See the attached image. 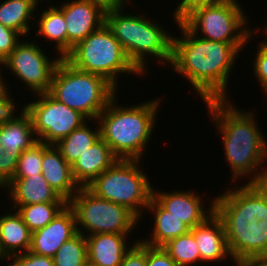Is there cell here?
Segmentation results:
<instances>
[{
  "label": "cell",
  "mask_w": 267,
  "mask_h": 266,
  "mask_svg": "<svg viewBox=\"0 0 267 266\" xmlns=\"http://www.w3.org/2000/svg\"><path fill=\"white\" fill-rule=\"evenodd\" d=\"M115 98L96 119L100 125V136L118 159L140 160L154 131L160 99L132 107H119Z\"/></svg>",
  "instance_id": "4"
},
{
  "label": "cell",
  "mask_w": 267,
  "mask_h": 266,
  "mask_svg": "<svg viewBox=\"0 0 267 266\" xmlns=\"http://www.w3.org/2000/svg\"><path fill=\"white\" fill-rule=\"evenodd\" d=\"M38 4L37 0H5L0 3V24L26 35L30 32L29 21L35 18L32 15Z\"/></svg>",
  "instance_id": "24"
},
{
  "label": "cell",
  "mask_w": 267,
  "mask_h": 266,
  "mask_svg": "<svg viewBox=\"0 0 267 266\" xmlns=\"http://www.w3.org/2000/svg\"><path fill=\"white\" fill-rule=\"evenodd\" d=\"M116 91L104 77L78 70L61 58L54 70L48 93L89 120L92 118L96 121Z\"/></svg>",
  "instance_id": "6"
},
{
  "label": "cell",
  "mask_w": 267,
  "mask_h": 266,
  "mask_svg": "<svg viewBox=\"0 0 267 266\" xmlns=\"http://www.w3.org/2000/svg\"><path fill=\"white\" fill-rule=\"evenodd\" d=\"M43 142L38 141L31 148L24 150L19 156L14 177H29L41 174Z\"/></svg>",
  "instance_id": "30"
},
{
  "label": "cell",
  "mask_w": 267,
  "mask_h": 266,
  "mask_svg": "<svg viewBox=\"0 0 267 266\" xmlns=\"http://www.w3.org/2000/svg\"><path fill=\"white\" fill-rule=\"evenodd\" d=\"M218 0H182L173 13L175 22L180 21L193 8L201 5L211 4Z\"/></svg>",
  "instance_id": "38"
},
{
  "label": "cell",
  "mask_w": 267,
  "mask_h": 266,
  "mask_svg": "<svg viewBox=\"0 0 267 266\" xmlns=\"http://www.w3.org/2000/svg\"><path fill=\"white\" fill-rule=\"evenodd\" d=\"M56 7L63 13L67 24V54L105 23V14L88 0L67 1Z\"/></svg>",
  "instance_id": "14"
},
{
  "label": "cell",
  "mask_w": 267,
  "mask_h": 266,
  "mask_svg": "<svg viewBox=\"0 0 267 266\" xmlns=\"http://www.w3.org/2000/svg\"><path fill=\"white\" fill-rule=\"evenodd\" d=\"M64 59L78 70L104 77L116 89L120 73H141L105 23L77 43Z\"/></svg>",
  "instance_id": "7"
},
{
  "label": "cell",
  "mask_w": 267,
  "mask_h": 266,
  "mask_svg": "<svg viewBox=\"0 0 267 266\" xmlns=\"http://www.w3.org/2000/svg\"><path fill=\"white\" fill-rule=\"evenodd\" d=\"M85 266H94V265L87 262V264Z\"/></svg>",
  "instance_id": "43"
},
{
  "label": "cell",
  "mask_w": 267,
  "mask_h": 266,
  "mask_svg": "<svg viewBox=\"0 0 267 266\" xmlns=\"http://www.w3.org/2000/svg\"><path fill=\"white\" fill-rule=\"evenodd\" d=\"M41 174L48 184L67 202L79 190L71 165L63 158L55 145L43 143Z\"/></svg>",
  "instance_id": "16"
},
{
  "label": "cell",
  "mask_w": 267,
  "mask_h": 266,
  "mask_svg": "<svg viewBox=\"0 0 267 266\" xmlns=\"http://www.w3.org/2000/svg\"><path fill=\"white\" fill-rule=\"evenodd\" d=\"M266 33H267V27H266ZM267 45V39L263 41Z\"/></svg>",
  "instance_id": "42"
},
{
  "label": "cell",
  "mask_w": 267,
  "mask_h": 266,
  "mask_svg": "<svg viewBox=\"0 0 267 266\" xmlns=\"http://www.w3.org/2000/svg\"><path fill=\"white\" fill-rule=\"evenodd\" d=\"M78 234L76 217L67 204L45 227L32 232L30 252L53 257L60 246Z\"/></svg>",
  "instance_id": "13"
},
{
  "label": "cell",
  "mask_w": 267,
  "mask_h": 266,
  "mask_svg": "<svg viewBox=\"0 0 267 266\" xmlns=\"http://www.w3.org/2000/svg\"><path fill=\"white\" fill-rule=\"evenodd\" d=\"M97 129L92 131L87 123H84L65 138L59 140L55 146L63 158L72 166L81 154L101 138L100 127Z\"/></svg>",
  "instance_id": "26"
},
{
  "label": "cell",
  "mask_w": 267,
  "mask_h": 266,
  "mask_svg": "<svg viewBox=\"0 0 267 266\" xmlns=\"http://www.w3.org/2000/svg\"><path fill=\"white\" fill-rule=\"evenodd\" d=\"M122 10L106 13L105 24L141 74L145 73L147 55L158 58L162 64L171 63L172 36L145 16L121 14Z\"/></svg>",
  "instance_id": "5"
},
{
  "label": "cell",
  "mask_w": 267,
  "mask_h": 266,
  "mask_svg": "<svg viewBox=\"0 0 267 266\" xmlns=\"http://www.w3.org/2000/svg\"><path fill=\"white\" fill-rule=\"evenodd\" d=\"M6 187L10 190L14 205L68 203L48 184L42 174L13 177Z\"/></svg>",
  "instance_id": "19"
},
{
  "label": "cell",
  "mask_w": 267,
  "mask_h": 266,
  "mask_svg": "<svg viewBox=\"0 0 267 266\" xmlns=\"http://www.w3.org/2000/svg\"><path fill=\"white\" fill-rule=\"evenodd\" d=\"M37 25L36 35L44 36L56 42L57 52L60 57L67 55V24L63 13L56 7L50 6L47 10L42 11Z\"/></svg>",
  "instance_id": "25"
},
{
  "label": "cell",
  "mask_w": 267,
  "mask_h": 266,
  "mask_svg": "<svg viewBox=\"0 0 267 266\" xmlns=\"http://www.w3.org/2000/svg\"><path fill=\"white\" fill-rule=\"evenodd\" d=\"M250 179L214 199L232 259L267 258V169Z\"/></svg>",
  "instance_id": "1"
},
{
  "label": "cell",
  "mask_w": 267,
  "mask_h": 266,
  "mask_svg": "<svg viewBox=\"0 0 267 266\" xmlns=\"http://www.w3.org/2000/svg\"><path fill=\"white\" fill-rule=\"evenodd\" d=\"M91 4L98 7L104 14L116 11L124 7L128 0H88Z\"/></svg>",
  "instance_id": "39"
},
{
  "label": "cell",
  "mask_w": 267,
  "mask_h": 266,
  "mask_svg": "<svg viewBox=\"0 0 267 266\" xmlns=\"http://www.w3.org/2000/svg\"><path fill=\"white\" fill-rule=\"evenodd\" d=\"M35 136V137H33ZM38 142L26 106L22 107L20 117L0 126V148L7 152L22 153Z\"/></svg>",
  "instance_id": "23"
},
{
  "label": "cell",
  "mask_w": 267,
  "mask_h": 266,
  "mask_svg": "<svg viewBox=\"0 0 267 266\" xmlns=\"http://www.w3.org/2000/svg\"><path fill=\"white\" fill-rule=\"evenodd\" d=\"M0 66H2V65L0 64ZM0 72H1V70H0ZM0 74H2V73H0ZM2 78H3V76L0 75V99L2 98V96H4L8 92L7 91L8 90L7 85H5V82H3L5 80H3Z\"/></svg>",
  "instance_id": "41"
},
{
  "label": "cell",
  "mask_w": 267,
  "mask_h": 266,
  "mask_svg": "<svg viewBox=\"0 0 267 266\" xmlns=\"http://www.w3.org/2000/svg\"><path fill=\"white\" fill-rule=\"evenodd\" d=\"M162 248L178 266H187L201 261L200 252L191 231L171 239Z\"/></svg>",
  "instance_id": "28"
},
{
  "label": "cell",
  "mask_w": 267,
  "mask_h": 266,
  "mask_svg": "<svg viewBox=\"0 0 267 266\" xmlns=\"http://www.w3.org/2000/svg\"><path fill=\"white\" fill-rule=\"evenodd\" d=\"M140 160L118 159L96 177L87 188L96 196L126 207L138 219L150 203L153 188L146 174L139 169Z\"/></svg>",
  "instance_id": "8"
},
{
  "label": "cell",
  "mask_w": 267,
  "mask_h": 266,
  "mask_svg": "<svg viewBox=\"0 0 267 266\" xmlns=\"http://www.w3.org/2000/svg\"><path fill=\"white\" fill-rule=\"evenodd\" d=\"M37 95L39 100L25 106L31 117L36 138L40 142L55 145L88 119L81 112L57 101L48 92Z\"/></svg>",
  "instance_id": "11"
},
{
  "label": "cell",
  "mask_w": 267,
  "mask_h": 266,
  "mask_svg": "<svg viewBox=\"0 0 267 266\" xmlns=\"http://www.w3.org/2000/svg\"><path fill=\"white\" fill-rule=\"evenodd\" d=\"M146 209L155 213L153 234L140 242L151 247H162L171 239L188 233L191 229L171 212L165 210L153 197Z\"/></svg>",
  "instance_id": "22"
},
{
  "label": "cell",
  "mask_w": 267,
  "mask_h": 266,
  "mask_svg": "<svg viewBox=\"0 0 267 266\" xmlns=\"http://www.w3.org/2000/svg\"><path fill=\"white\" fill-rule=\"evenodd\" d=\"M253 63L256 79L262 86V90L267 93V45L265 43L260 44Z\"/></svg>",
  "instance_id": "34"
},
{
  "label": "cell",
  "mask_w": 267,
  "mask_h": 266,
  "mask_svg": "<svg viewBox=\"0 0 267 266\" xmlns=\"http://www.w3.org/2000/svg\"><path fill=\"white\" fill-rule=\"evenodd\" d=\"M205 103L213 122L223 134L224 153L232 178L240 179L244 174L246 177L257 171L267 159V141L254 121V114L235 109L227 99L208 100Z\"/></svg>",
  "instance_id": "3"
},
{
  "label": "cell",
  "mask_w": 267,
  "mask_h": 266,
  "mask_svg": "<svg viewBox=\"0 0 267 266\" xmlns=\"http://www.w3.org/2000/svg\"><path fill=\"white\" fill-rule=\"evenodd\" d=\"M21 34L0 24V64L10 55L20 42Z\"/></svg>",
  "instance_id": "32"
},
{
  "label": "cell",
  "mask_w": 267,
  "mask_h": 266,
  "mask_svg": "<svg viewBox=\"0 0 267 266\" xmlns=\"http://www.w3.org/2000/svg\"><path fill=\"white\" fill-rule=\"evenodd\" d=\"M120 266H146V245L136 241L124 255Z\"/></svg>",
  "instance_id": "35"
},
{
  "label": "cell",
  "mask_w": 267,
  "mask_h": 266,
  "mask_svg": "<svg viewBox=\"0 0 267 266\" xmlns=\"http://www.w3.org/2000/svg\"><path fill=\"white\" fill-rule=\"evenodd\" d=\"M190 231L198 246L201 262H218L230 256L224 225L215 212Z\"/></svg>",
  "instance_id": "18"
},
{
  "label": "cell",
  "mask_w": 267,
  "mask_h": 266,
  "mask_svg": "<svg viewBox=\"0 0 267 266\" xmlns=\"http://www.w3.org/2000/svg\"><path fill=\"white\" fill-rule=\"evenodd\" d=\"M146 266H178L162 247L146 245Z\"/></svg>",
  "instance_id": "36"
},
{
  "label": "cell",
  "mask_w": 267,
  "mask_h": 266,
  "mask_svg": "<svg viewBox=\"0 0 267 266\" xmlns=\"http://www.w3.org/2000/svg\"><path fill=\"white\" fill-rule=\"evenodd\" d=\"M240 6L237 0H218L193 8L180 21L193 34L203 35L200 37L202 39L225 43H246L256 30L245 28L247 17L244 16L245 12Z\"/></svg>",
  "instance_id": "9"
},
{
  "label": "cell",
  "mask_w": 267,
  "mask_h": 266,
  "mask_svg": "<svg viewBox=\"0 0 267 266\" xmlns=\"http://www.w3.org/2000/svg\"><path fill=\"white\" fill-rule=\"evenodd\" d=\"M60 59H48L36 42L21 41L1 65L15 73L35 94H39L49 92Z\"/></svg>",
  "instance_id": "12"
},
{
  "label": "cell",
  "mask_w": 267,
  "mask_h": 266,
  "mask_svg": "<svg viewBox=\"0 0 267 266\" xmlns=\"http://www.w3.org/2000/svg\"><path fill=\"white\" fill-rule=\"evenodd\" d=\"M31 238L32 232L17 210L0 217V254L3 258L29 251Z\"/></svg>",
  "instance_id": "21"
},
{
  "label": "cell",
  "mask_w": 267,
  "mask_h": 266,
  "mask_svg": "<svg viewBox=\"0 0 267 266\" xmlns=\"http://www.w3.org/2000/svg\"><path fill=\"white\" fill-rule=\"evenodd\" d=\"M8 258L14 259V261L8 263L7 266H54L52 257L37 255L30 251L12 255Z\"/></svg>",
  "instance_id": "33"
},
{
  "label": "cell",
  "mask_w": 267,
  "mask_h": 266,
  "mask_svg": "<svg viewBox=\"0 0 267 266\" xmlns=\"http://www.w3.org/2000/svg\"><path fill=\"white\" fill-rule=\"evenodd\" d=\"M153 198L167 211L182 220L190 229L203 223L214 212V200L204 211L201 198L194 192H158L153 189ZM207 212V213H206Z\"/></svg>",
  "instance_id": "15"
},
{
  "label": "cell",
  "mask_w": 267,
  "mask_h": 266,
  "mask_svg": "<svg viewBox=\"0 0 267 266\" xmlns=\"http://www.w3.org/2000/svg\"><path fill=\"white\" fill-rule=\"evenodd\" d=\"M68 203L13 205L31 232L45 227Z\"/></svg>",
  "instance_id": "27"
},
{
  "label": "cell",
  "mask_w": 267,
  "mask_h": 266,
  "mask_svg": "<svg viewBox=\"0 0 267 266\" xmlns=\"http://www.w3.org/2000/svg\"><path fill=\"white\" fill-rule=\"evenodd\" d=\"M20 155L0 148V187L6 188L12 181Z\"/></svg>",
  "instance_id": "31"
},
{
  "label": "cell",
  "mask_w": 267,
  "mask_h": 266,
  "mask_svg": "<svg viewBox=\"0 0 267 266\" xmlns=\"http://www.w3.org/2000/svg\"><path fill=\"white\" fill-rule=\"evenodd\" d=\"M64 242L52 257L54 266H85L88 262L86 234Z\"/></svg>",
  "instance_id": "29"
},
{
  "label": "cell",
  "mask_w": 267,
  "mask_h": 266,
  "mask_svg": "<svg viewBox=\"0 0 267 266\" xmlns=\"http://www.w3.org/2000/svg\"><path fill=\"white\" fill-rule=\"evenodd\" d=\"M236 266H267V258L233 259Z\"/></svg>",
  "instance_id": "40"
},
{
  "label": "cell",
  "mask_w": 267,
  "mask_h": 266,
  "mask_svg": "<svg viewBox=\"0 0 267 266\" xmlns=\"http://www.w3.org/2000/svg\"><path fill=\"white\" fill-rule=\"evenodd\" d=\"M184 37H172L171 63L175 72L185 76L204 102L227 99V83L237 54L246 43H225L202 39L181 21Z\"/></svg>",
  "instance_id": "2"
},
{
  "label": "cell",
  "mask_w": 267,
  "mask_h": 266,
  "mask_svg": "<svg viewBox=\"0 0 267 266\" xmlns=\"http://www.w3.org/2000/svg\"><path fill=\"white\" fill-rule=\"evenodd\" d=\"M117 160L109 145L100 138L72 164L73 178L79 187H87Z\"/></svg>",
  "instance_id": "17"
},
{
  "label": "cell",
  "mask_w": 267,
  "mask_h": 266,
  "mask_svg": "<svg viewBox=\"0 0 267 266\" xmlns=\"http://www.w3.org/2000/svg\"><path fill=\"white\" fill-rule=\"evenodd\" d=\"M68 205L74 211L77 231L80 234H83L80 226L88 230L90 235L129 234L139 220L126 207L96 196L87 187H80L68 201Z\"/></svg>",
  "instance_id": "10"
},
{
  "label": "cell",
  "mask_w": 267,
  "mask_h": 266,
  "mask_svg": "<svg viewBox=\"0 0 267 266\" xmlns=\"http://www.w3.org/2000/svg\"><path fill=\"white\" fill-rule=\"evenodd\" d=\"M8 94L10 93L7 92L0 99V126L9 124L20 117L14 115V111H16V106L14 105V101L10 98Z\"/></svg>",
  "instance_id": "37"
},
{
  "label": "cell",
  "mask_w": 267,
  "mask_h": 266,
  "mask_svg": "<svg viewBox=\"0 0 267 266\" xmlns=\"http://www.w3.org/2000/svg\"><path fill=\"white\" fill-rule=\"evenodd\" d=\"M127 234L96 233L86 236L88 263L94 266H120L132 246H126ZM126 240V241H125Z\"/></svg>",
  "instance_id": "20"
}]
</instances>
